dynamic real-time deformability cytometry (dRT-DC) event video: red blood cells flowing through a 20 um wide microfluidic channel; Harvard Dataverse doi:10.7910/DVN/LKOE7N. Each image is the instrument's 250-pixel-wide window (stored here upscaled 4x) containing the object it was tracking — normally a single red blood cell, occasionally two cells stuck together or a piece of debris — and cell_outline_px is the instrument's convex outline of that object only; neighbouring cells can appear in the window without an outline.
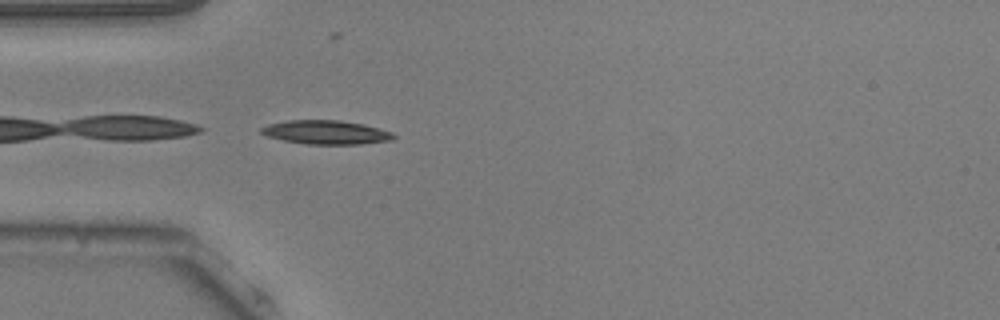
{"species": "common noctule bat (a hibernating species)", "species_latin": "Nyctalus noctula", "temperature_condition": "warm", "stored_images_in_passage": 14, "camera_frame_rate_fps": 3000, "um_per_image_px": 0.085, "animal": {"sex": "male", "body_mass_g": 20.5, "forearm_length_mm": 52.5}, "frame": {"image": 1, "passage_image": 1, "time_ms": 0.0, "image_size_px": [1000, 320], "cell_outline_px": [[396, 136], [392, 140], [360, 144], [308, 144], [284, 140], [268, 136], [260, 132], [260, 128], [268, 124], [288, 120], [340, 120], [364, 124], [380, 128], [392, 132]], "centroid_in_image_um": [27.74, 11.24], "position_along_channel_um": 57.3, "area_um2": 18.38}}
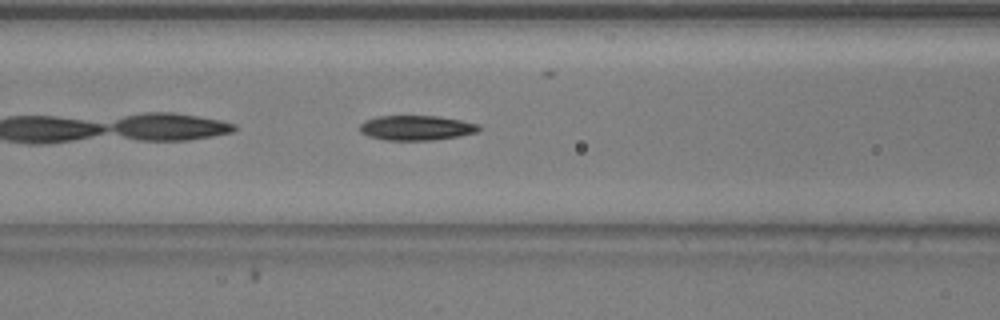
{"frame": {"image": 2, "passage_image": 7, "time_ms": 2.0, "image_size_px": [1000, 320], "cell_outline_px": [[480, 128], [476, 132], [460, 136], [432, 140], [384, 140], [368, 136], [360, 132], [360, 124], [364, 120], [376, 116], [436, 116], [460, 120], [480, 124]], "centroid_in_image_um": [35.36, 10.86], "position_along_channel_um": 131.2, "area_um2": 17.28}}